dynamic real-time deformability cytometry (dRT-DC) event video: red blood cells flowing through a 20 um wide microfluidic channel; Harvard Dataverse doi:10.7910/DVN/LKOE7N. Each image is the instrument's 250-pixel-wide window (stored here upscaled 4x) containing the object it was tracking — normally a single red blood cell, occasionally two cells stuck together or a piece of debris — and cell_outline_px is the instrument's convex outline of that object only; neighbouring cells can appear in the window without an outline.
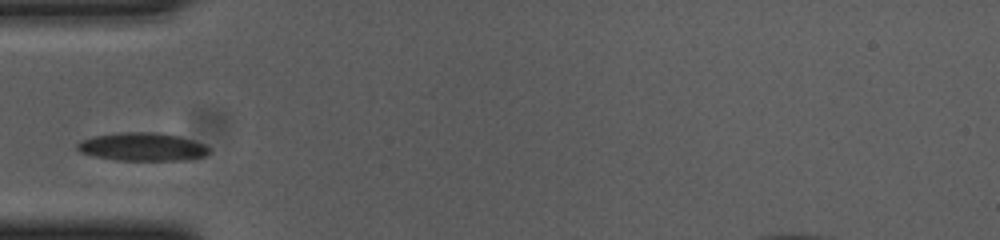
{"species": "common noctule bat (a hibernating species)", "species_latin": "Nyctalus noctula", "temperature_condition": "cold", "stored_images_in_passage": 35, "camera_frame_rate_fps": 3000, "um_per_image_px": 0.085, "animal": {"sex": "female", "body_mass_g": 23.0, "forearm_length_mm": 53.4}, "frame": {"image": 1, "passage_image": 1, "time_ms": 0.0, "image_size_px": [1000, 240], "cell_outline_px": [[208, 152], [204, 156], [184, 160], [116, 160], [96, 156], [80, 152], [76, 148], [76, 144], [80, 140], [96, 136], [120, 132], [152, 132], [180, 136], [204, 144], [208, 148]], "centroid_in_image_um": [12.07, 12.48], "position_along_channel_um": 72.9, "area_um2": 21.44}}
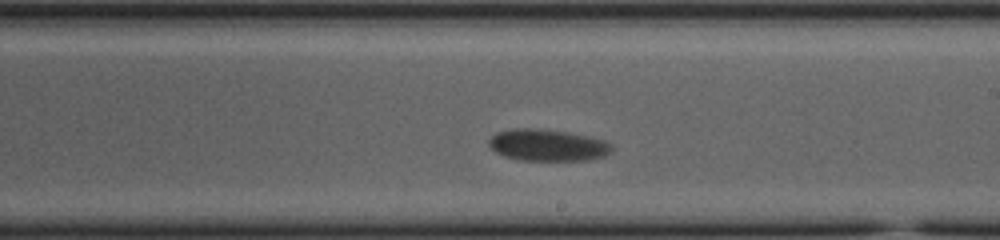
{"frame": {"image": 2, "passage_image": 16, "time_ms": 5.0, "image_size_px": [1000, 240], "cell_outline_px": [[612, 148], [604, 156], [584, 160], [520, 160], [504, 156], [496, 152], [488, 144], [488, 140], [496, 132], [516, 128], [532, 128], [568, 132], [604, 140], [612, 144]], "centroid_in_image_um": [46.51, 12.33], "position_along_channel_um": 242.5, "area_um2": 22.48}}
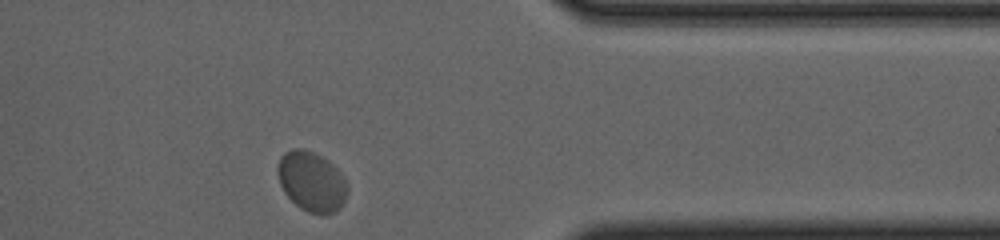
{"frame": {"image": 3, "passage_image": 30, "time_ms": 9.667, "image_size_px": [1000, 240], "cell_outline_px": [[348, 192], [340, 208], [336, 212], [324, 216], [320, 216], [308, 212], [300, 208], [284, 192], [280, 184], [280, 156], [284, 152], [292, 148], [300, 148], [312, 152], [320, 156], [332, 164], [340, 172], [348, 184]], "centroid_in_image_um": [26.53, 15.47], "position_along_channel_um": 384.9, "area_um2": 24.22}}